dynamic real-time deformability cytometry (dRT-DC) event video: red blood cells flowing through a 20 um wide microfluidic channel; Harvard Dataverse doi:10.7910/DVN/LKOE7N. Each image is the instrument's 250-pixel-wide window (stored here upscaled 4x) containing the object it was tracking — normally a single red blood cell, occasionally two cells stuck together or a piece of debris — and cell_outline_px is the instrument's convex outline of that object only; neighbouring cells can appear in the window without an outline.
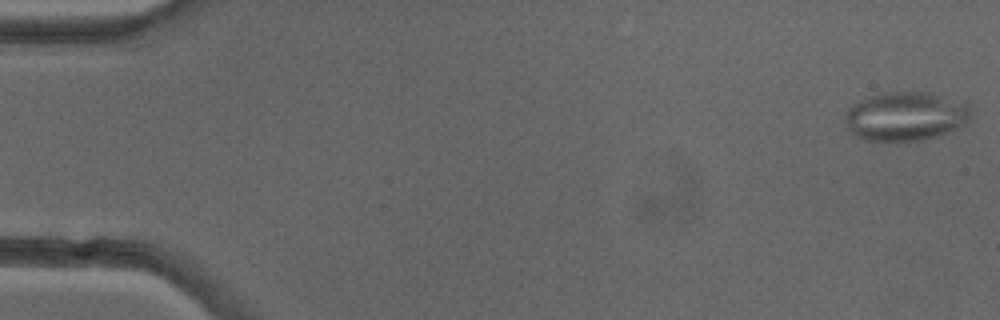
{"species": "common noctule bat (a hibernating species)", "species_latin": "Nyctalus noctula", "temperature_condition": "cold", "stored_images_in_passage": 14, "camera_frame_rate_fps": 3000, "um_per_image_px": 0.085, "animal": {"sex": "female"}, "frame": {"image": 1, "passage_image": 1, "time_ms": 0.0, "image_size_px": [1000, 320], "cell_outline_px": [[972, 116], [964, 124], [948, 132], [936, 136], [920, 140], [868, 140], [856, 136], [848, 128], [844, 120], [844, 112], [852, 104], [868, 96], [884, 92], [928, 92], [964, 100], [972, 108]], "centroid_in_image_um": [77.0, 9.85], "position_along_channel_um": 8.0, "area_um2": 36.18}}